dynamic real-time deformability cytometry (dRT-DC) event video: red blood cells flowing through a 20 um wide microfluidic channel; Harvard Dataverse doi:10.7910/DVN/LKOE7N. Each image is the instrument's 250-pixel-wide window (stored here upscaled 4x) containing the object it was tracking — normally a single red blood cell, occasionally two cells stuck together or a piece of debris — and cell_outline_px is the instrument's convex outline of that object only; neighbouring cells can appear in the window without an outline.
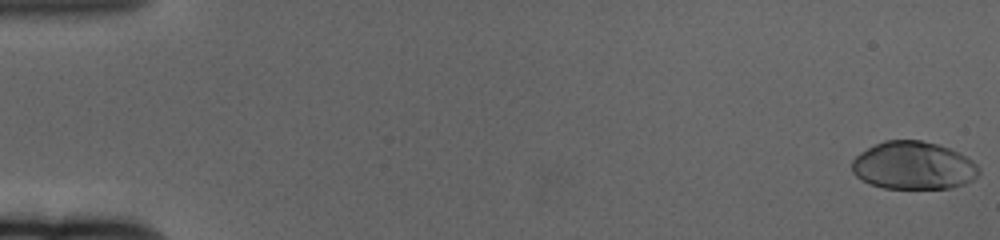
{"species": "human", "species_latin": "Homo sapiens", "temperature_condition": "cold", "stored_images_in_passage": 62, "camera_frame_rate_fps": 3000, "um_per_image_px": 0.085, "donor": {"sex": "female"}, "frame": {"image": 1, "passage_image": 1, "time_ms": 0.0, "image_size_px": [1000, 240], "cell_outline_px": [[980, 172], [972, 180], [964, 184], [952, 188], [884, 188], [868, 184], [856, 176], [852, 172], [852, 160], [860, 152], [884, 140], [920, 140], [936, 144], [960, 152], [972, 160], [980, 168]], "centroid_in_image_um": [77.64, 14.08], "position_along_channel_um": 7.4, "area_um2": 35.49}}
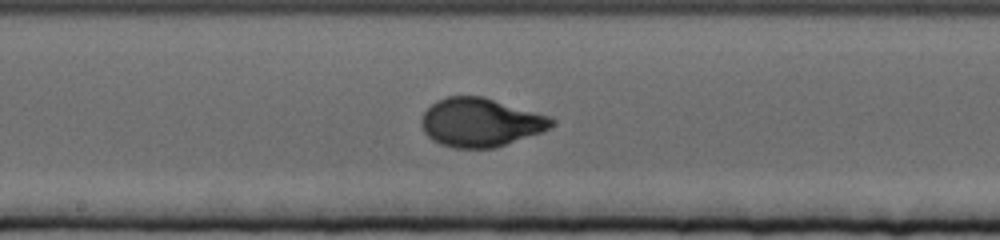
{"frame": {"image": 2, "passage_image": 34, "time_ms": 11.0, "image_size_px": [1000, 240], "cell_outline_px": [[556, 120], [544, 132], [492, 148], [452, 148], [440, 144], [432, 140], [424, 132], [420, 124], [420, 120], [424, 112], [436, 100], [448, 96], [484, 96], [548, 116]], "centroid_in_image_um": [40.81, 10.4], "position_along_channel_um": 207.4, "area_um2": 36.88}}
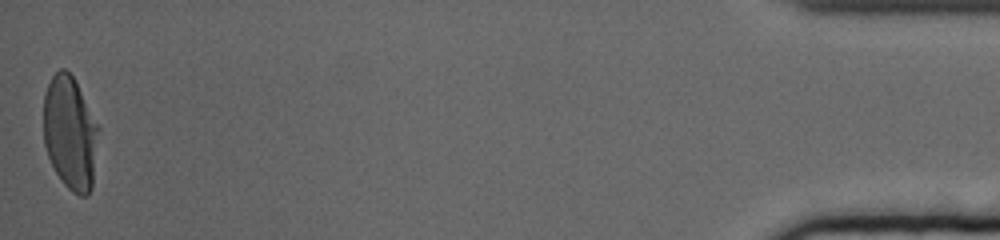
{"frame": {"image": 3, "passage_image": 62, "time_ms": 20.333, "image_size_px": [1000, 240], "cell_outline_px": [[100, 128], [92, 188], [88, 196], [80, 196], [72, 192], [64, 184], [56, 172], [48, 156], [44, 144], [44, 92], [52, 76], [60, 68], [64, 68], [72, 76]], "centroid_in_image_um": [5.97, 11.33], "position_along_channel_um": 429.2, "area_um2": 36.41}, "authors_computed_cell_mechanics": {"area_um2": 35.6048, "velocity_mm_per_s": 3.3073, "shape_relaxation_time_tau1_ms": 4.3688, "shape_relaxation_time_tau2_ms": null, "deformation_change_tau1": 0.2185, "deformation_change_tau2": null}}